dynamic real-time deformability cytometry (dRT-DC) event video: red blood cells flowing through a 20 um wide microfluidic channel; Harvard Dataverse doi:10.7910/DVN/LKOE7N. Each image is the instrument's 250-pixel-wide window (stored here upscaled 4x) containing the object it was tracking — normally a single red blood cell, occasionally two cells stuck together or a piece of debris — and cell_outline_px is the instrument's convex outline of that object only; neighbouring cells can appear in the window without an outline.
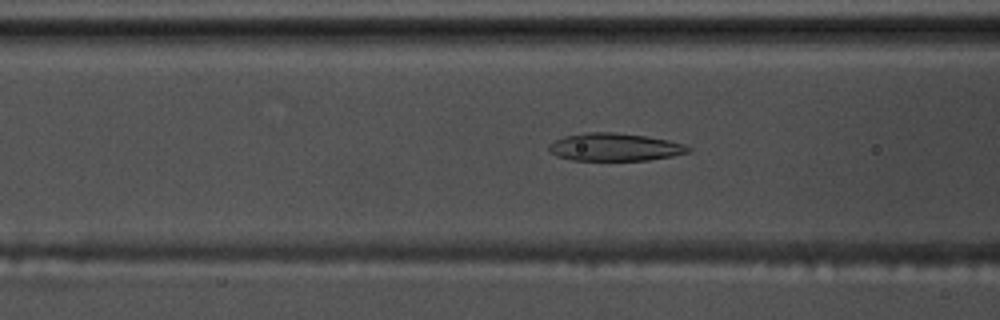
{"species": "common noctule bat (a hibernating species)", "species_latin": "Nyctalus noctula", "temperature_condition": "warm", "stored_images_in_passage": 55, "camera_frame_rate_fps": 3000, "um_per_image_px": 0.085, "animal": {"sex": "male", "body_mass_g": 17.5, "forearm_length_mm": 52.3}, "frame": {"image": 1, "passage_image": 21, "time_ms": 6.667, "image_size_px": [1000, 320], "cell_outline_px": [[692, 152], [672, 156], [648, 160], [572, 160], [556, 156], [548, 152], [548, 144], [564, 136], [588, 132], [616, 132], [644, 136], [668, 140], [684, 144], [692, 148]], "centroid_in_image_um": [52.25, 12.5], "position_along_channel_um": 114.4, "area_um2": 22.66}}
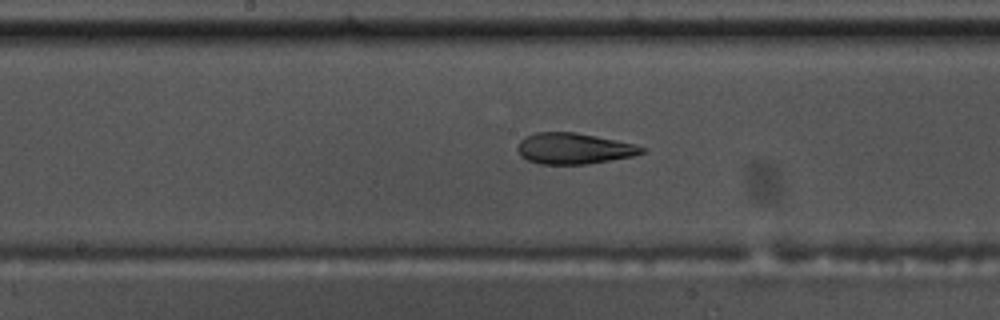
{"frame": {"image": 2, "passage_image": 28, "time_ms": 9.0, "image_size_px": [1000, 320], "cell_outline_px": [[648, 152], [632, 156], [588, 164], [540, 164], [528, 160], [520, 156], [516, 148], [520, 140], [524, 136], [536, 132], [576, 132], [616, 140], [648, 148]], "centroid_in_image_um": [48.77, 12.62], "position_along_channel_um": 199.4, "area_um2": 22.6}}
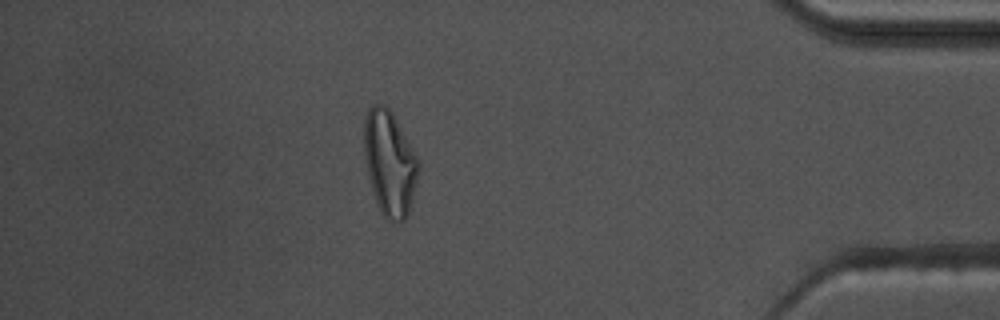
{"frame": {"image": 3, "passage_image": 48, "time_ms": 15.667, "image_size_px": [1000, 320], "cell_outline_px": [[420, 168], [408, 212], [404, 220], [388, 220], [380, 212], [372, 192], [364, 160], [364, 116], [368, 108], [372, 104], [384, 104], [392, 112], [420, 160]], "centroid_in_image_um": [33.1, 13.82], "position_along_channel_um": 402.1, "area_um2": 33.41}, "authors_computed_cell_mechanics": {"area_um2": 24.4494, "velocity_mm_per_s": 3.6527, "shape_relaxation_time_tau1_ms": 7.2684, "shape_relaxation_time_tau2_ms": 1.8434, "deformation_change_tau1": 0.2403, "deformation_change_tau2": 0.1125}}